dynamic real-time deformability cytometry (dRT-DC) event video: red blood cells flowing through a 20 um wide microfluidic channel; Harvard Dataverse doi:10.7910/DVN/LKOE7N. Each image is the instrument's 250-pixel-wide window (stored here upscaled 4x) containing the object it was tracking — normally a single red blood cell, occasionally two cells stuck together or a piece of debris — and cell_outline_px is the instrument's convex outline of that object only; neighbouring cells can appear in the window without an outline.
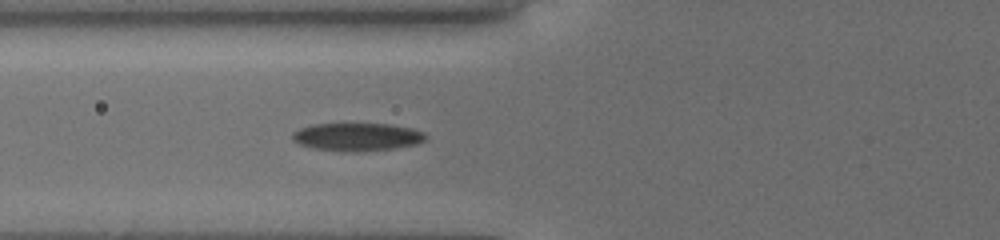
{"species": "common noctule bat (a hibernating species)", "species_latin": "Nyctalus noctula", "temperature_condition": "cold", "stored_images_in_passage": 7, "camera_frame_rate_fps": 3000, "um_per_image_px": 0.085, "animal": {"sex": "female", "body_mass_g": 19.5, "forearm_length_mm": 54.1}, "frame": {"image": 1, "passage_image": 3, "time_ms": 1.667, "image_size_px": [1000, 240], "cell_outline_px": [[428, 136], [424, 140], [416, 144], [396, 148], [360, 152], [352, 152], [312, 148], [300, 144], [292, 140], [292, 132], [300, 128], [312, 124], [388, 124], [412, 128], [424, 132]], "centroid_in_image_um": [30.36, 11.64], "position_along_channel_um": 95.4, "area_um2": 21.79}}
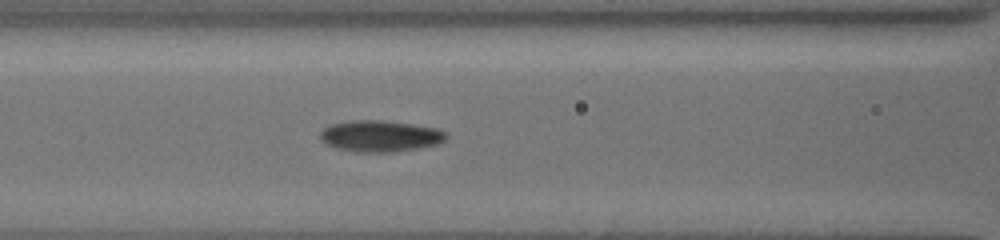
{"frame": {"image": 2, "passage_image": 7, "time_ms": 2.667, "image_size_px": [1000, 240], "cell_outline_px": [[448, 136], [440, 144], [420, 148], [396, 152], [356, 152], [336, 148], [320, 140], [320, 132], [324, 128], [332, 124], [352, 120], [380, 120], [412, 124], [436, 128], [444, 132]], "centroid_in_image_um": [32.32, 11.57], "position_along_channel_um": 134.3, "area_um2": 23.06}}